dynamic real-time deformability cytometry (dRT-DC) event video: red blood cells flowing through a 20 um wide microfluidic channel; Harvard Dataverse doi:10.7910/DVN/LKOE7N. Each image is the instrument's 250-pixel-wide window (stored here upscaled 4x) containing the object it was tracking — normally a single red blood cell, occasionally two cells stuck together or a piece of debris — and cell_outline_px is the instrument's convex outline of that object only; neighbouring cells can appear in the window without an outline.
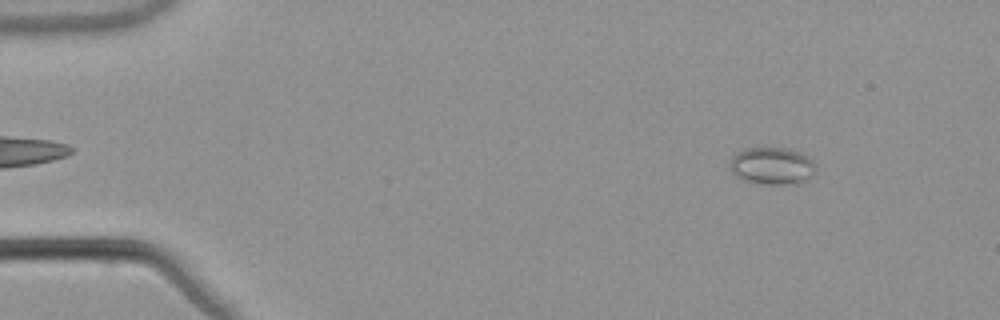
{"species": "common noctule bat (a hibernating species)", "species_latin": "Nyctalus noctula", "temperature_condition": "warm", "stored_images_in_passage": 49, "camera_frame_rate_fps": 3000, "um_per_image_px": 0.085, "animal": {"sex": "male", "body_mass_g": 21.5, "forearm_length_mm": 52.0}, "frame": {"image": 1, "passage_image": 1, "time_ms": 0.0, "image_size_px": [1000, 320], "cell_outline_px": [[816, 172], [804, 180], [796, 184], [768, 184], [744, 180], [736, 176], [732, 172], [728, 164], [732, 156], [736, 152], [744, 148], [788, 148], [800, 152], [812, 160], [816, 164]], "centroid_in_image_um": [65.61, 14.09], "position_along_channel_um": 19.4, "area_um2": 18.73}}
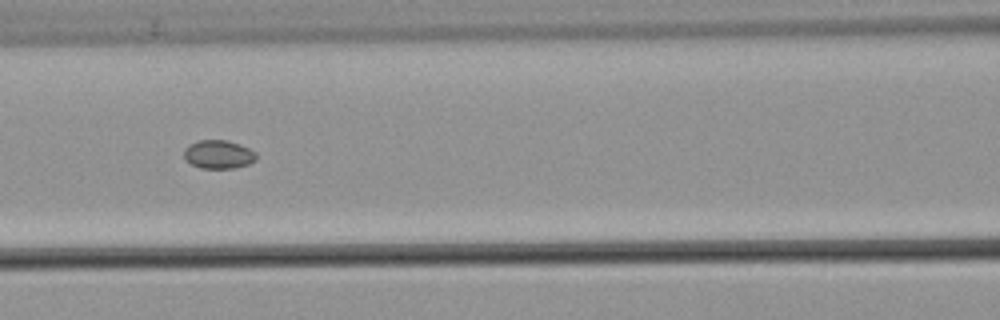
{"frame": {"image": 2, "passage_image": 19, "time_ms": 6.0, "image_size_px": [1000, 320], "cell_outline_px": [[256, 160], [248, 164], [232, 168], [200, 168], [184, 160], [184, 148], [188, 144], [200, 140], [228, 140], [240, 144], [256, 152]], "centroid_in_image_um": [18.55, 13.11], "position_along_channel_um": 148.1, "area_um2": 12.08}}
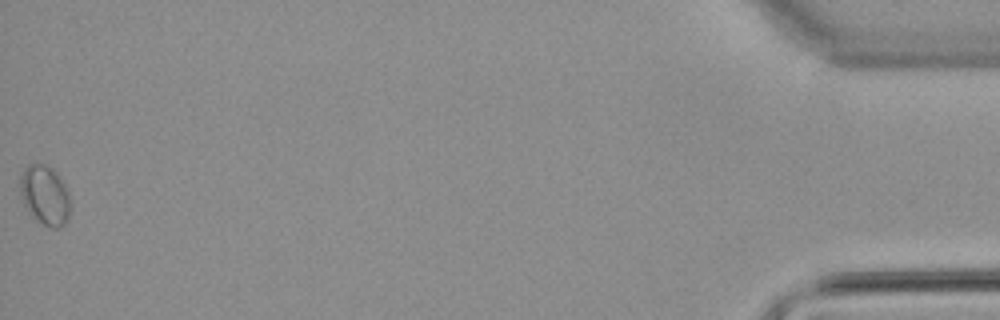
{"frame": {"image": 3, "passage_image": 49, "time_ms": 16.0, "image_size_px": [1000, 320], "cell_outline_px": [[68, 220], [60, 228], [52, 228], [36, 220], [32, 216], [24, 204], [20, 192], [20, 172], [28, 164], [44, 164], [52, 168], [60, 176], [68, 188]], "centroid_in_image_um": [3.8, 16.56], "position_along_channel_um": 431.4, "area_um2": 17.46}, "authors_computed_cell_mechanics": {"area_um2": 12.6582, "velocity_mm_per_s": 3.8177, "shape_relaxation_time_tau1_ms": null, "shape_relaxation_time_tau2_ms": 2.1178, "deformation_change_tau1": null, "deformation_change_tau2": 0.0272}}